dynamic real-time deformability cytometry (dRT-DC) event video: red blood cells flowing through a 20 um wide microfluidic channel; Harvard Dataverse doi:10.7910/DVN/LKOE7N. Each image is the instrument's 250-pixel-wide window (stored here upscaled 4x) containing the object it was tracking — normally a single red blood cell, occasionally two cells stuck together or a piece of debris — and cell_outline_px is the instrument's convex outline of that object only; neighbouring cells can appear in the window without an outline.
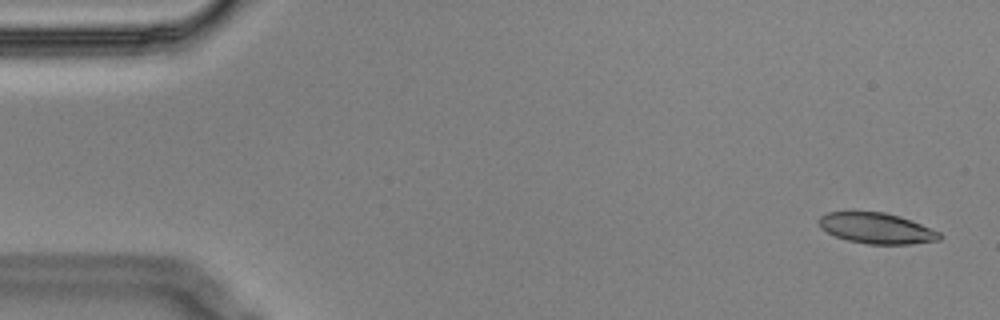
{"species": "Egyptian fruit bat (a non-hibernating species)", "species_latin": "Rousettus aegyptiacus", "temperature_condition": "cold", "stored_images_in_passage": 6, "segment_of_instrument_passage": [1, 2], "camera_frame_rate_fps": 3000, "um_per_image_px": 0.085, "animal": {"sex": "male"}, "frame": {"image": 1, "passage_image": 1, "time_ms": 0.0, "image_size_px": [1000, 320], "cell_outline_px": [[944, 236], [940, 240], [908, 244], [868, 244], [848, 240], [836, 236], [820, 228], [816, 220], [820, 216], [828, 212], [884, 212], [900, 216], [940, 232]], "centroid_in_image_um": [74.5, 19.4], "position_along_channel_um": 10.5, "area_um2": 21.56}}